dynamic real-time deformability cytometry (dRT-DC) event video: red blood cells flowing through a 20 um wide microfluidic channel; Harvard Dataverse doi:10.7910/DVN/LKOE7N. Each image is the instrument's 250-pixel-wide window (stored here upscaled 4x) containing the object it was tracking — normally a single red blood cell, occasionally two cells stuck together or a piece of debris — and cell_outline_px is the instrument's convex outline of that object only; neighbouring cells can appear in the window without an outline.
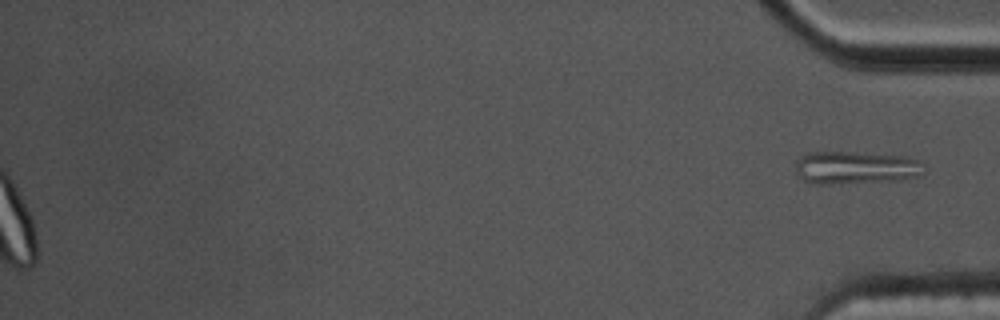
{"species": "common noctule bat (a hibernating species)", "species_latin": "Nyctalus noctula", "temperature_condition": "cold", "stored_images_in_passage": 41, "segment_of_instrument_passage": [3, 3], "camera_frame_rate_fps": 3000, "um_per_image_px": 0.085, "animal": {"sex": "male", "body_mass_g": 17.5, "forearm_length_mm": 52.3}, "frame": {"image": 1, "passage_image": 41, "time_ms": 13.333, "image_size_px": [1000, 320], "cell_outline_px": [[924, 172], [920, 176], [900, 180], [828, 184], [812, 184], [804, 180], [796, 172], [796, 160], [812, 152], [856, 152], [912, 156], [920, 160]], "centroid_in_image_um": [72.79, 14.24], "position_along_channel_um": 362.4, "area_um2": 24.8}}